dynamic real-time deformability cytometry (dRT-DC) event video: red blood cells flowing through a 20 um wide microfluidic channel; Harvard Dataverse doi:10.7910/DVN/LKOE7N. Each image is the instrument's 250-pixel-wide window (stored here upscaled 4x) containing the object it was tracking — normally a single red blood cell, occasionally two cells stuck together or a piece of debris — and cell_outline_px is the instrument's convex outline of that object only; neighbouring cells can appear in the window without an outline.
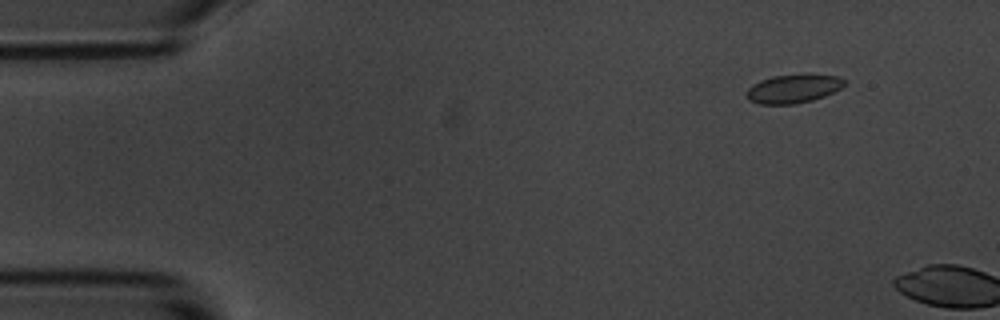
{"species": "common noctule bat (a hibernating species)", "species_latin": "Nyctalus noctula", "temperature_condition": "room temperature", "stored_images_in_passage": 3, "camera_frame_rate_fps": 3000, "um_per_image_px": 0.085, "animal": {"sex": "male", "body_mass_g": 20.1, "forearm_length_mm": 53.5}, "frame": {"image": 1, "passage_image": 2, "time_ms": 1.333, "image_size_px": [1000, 320], "cell_outline_px": [[844, 84], [840, 88], [824, 96], [812, 100], [796, 104], [760, 104], [748, 100], [748, 88], [752, 84], [760, 80], [772, 76], [840, 76], [844, 80]], "centroid_in_image_um": [67.38, 7.57], "position_along_channel_um": 17.6, "area_um2": 15.72}}